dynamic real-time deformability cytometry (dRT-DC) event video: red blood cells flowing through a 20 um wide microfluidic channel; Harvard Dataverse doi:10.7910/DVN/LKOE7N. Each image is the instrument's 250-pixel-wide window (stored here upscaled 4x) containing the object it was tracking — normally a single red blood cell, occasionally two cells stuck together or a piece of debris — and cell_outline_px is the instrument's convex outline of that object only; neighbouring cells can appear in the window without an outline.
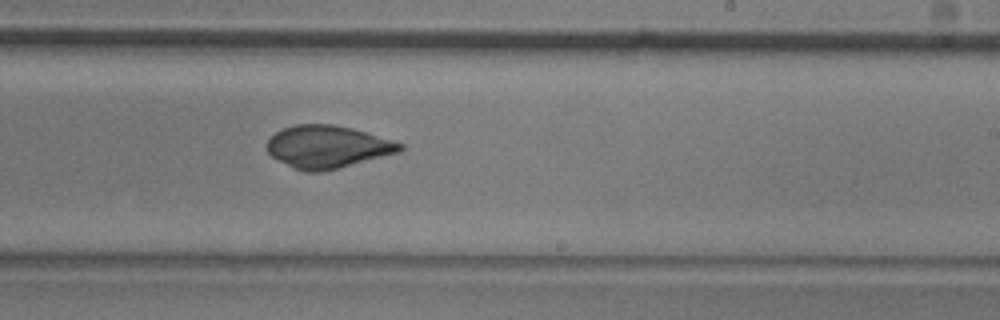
{"species": "common noctule bat (a hibernating species)", "species_latin": "Nyctalus noctula", "temperature_condition": "room temperature", "stored_images_in_passage": 41, "camera_frame_rate_fps": 3000, "um_per_image_px": 0.085, "animal": {"sex": "male", "body_mass_g": 20.5, "forearm_length_mm": 52.5}, "frame": {"image": 1, "passage_image": 19, "time_ms": 6.0, "image_size_px": [1000, 320], "cell_outline_px": [[404, 148], [400, 152], [320, 172], [304, 172], [272, 156], [268, 152], [268, 140], [276, 132], [284, 128], [296, 124], [332, 124], [352, 128], [368, 132], [404, 144]], "centroid_in_image_um": [27.87, 12.46], "position_along_channel_um": 261.1, "area_um2": 32.54}}
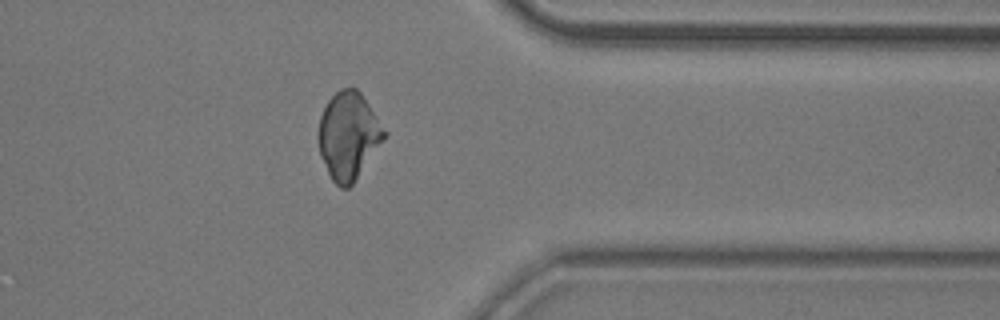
{"frame": {"image": 2, "passage_image": 30, "time_ms": 9.667, "image_size_px": [1000, 320], "cell_outline_px": [[388, 136], [352, 184], [348, 188], [340, 188], [332, 180], [328, 172], [320, 152], [320, 116], [328, 100], [340, 88], [356, 88], [360, 92], [388, 132]], "centroid_in_image_um": [29.67, 11.53], "position_along_channel_um": 381.7, "area_um2": 33.12}}
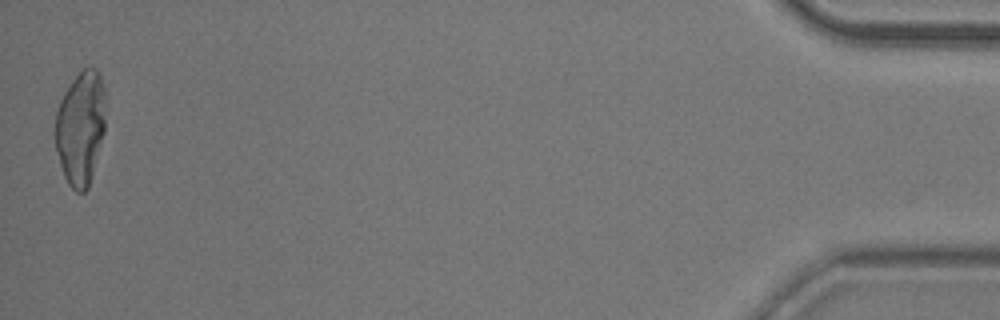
{"frame": {"image": 3, "passage_image": 41, "time_ms": 13.333, "image_size_px": [1000, 320], "cell_outline_px": [[104, 132], [88, 188], [84, 192], [76, 192], [68, 184], [64, 176], [60, 164], [56, 148], [56, 112], [60, 100], [64, 92], [72, 80], [84, 68], [96, 68], [100, 76], [104, 88]], "centroid_in_image_um": [6.84, 10.87], "position_along_channel_um": 428.4, "area_um2": 33.0}}